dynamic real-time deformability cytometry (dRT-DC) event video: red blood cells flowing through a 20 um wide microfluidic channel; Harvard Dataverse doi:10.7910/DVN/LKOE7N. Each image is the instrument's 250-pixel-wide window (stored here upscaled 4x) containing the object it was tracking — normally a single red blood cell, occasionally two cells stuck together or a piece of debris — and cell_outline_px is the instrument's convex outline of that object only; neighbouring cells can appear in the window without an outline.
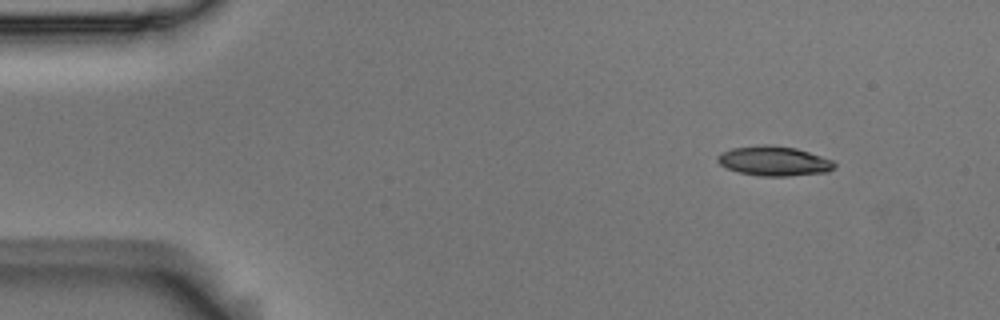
{"species": "Egyptian fruit bat (a non-hibernating species)", "species_latin": "Rousettus aegyptiacus", "temperature_condition": "room temperature", "stored_images_in_passage": 4, "camera_frame_rate_fps": 3000, "um_per_image_px": 0.085, "animal": {"sex": "male"}, "frame": {"image": 1, "passage_image": 1, "time_ms": 0.0, "image_size_px": [1000, 320], "cell_outline_px": [[836, 168], [828, 172], [788, 176], [760, 176], [740, 172], [728, 168], [720, 164], [716, 160], [716, 156], [720, 152], [732, 148], [764, 144], [768, 144], [796, 148], [832, 160], [836, 164]], "centroid_in_image_um": [65.78, 13.68], "position_along_channel_um": 19.2, "area_um2": 20.23}}
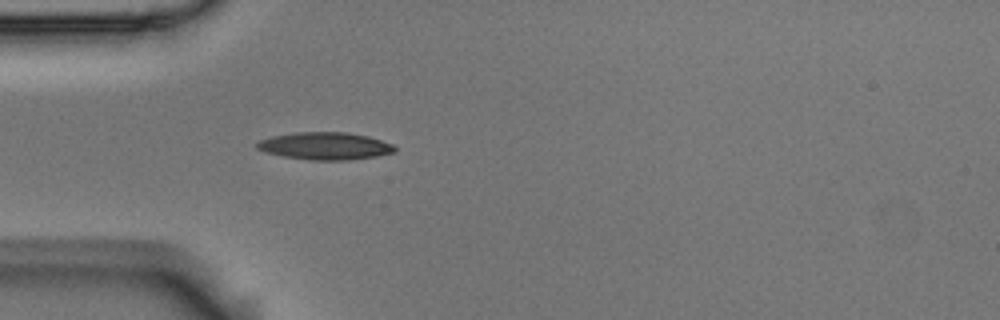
{"frame": {"image": 2, "passage_image": 4, "time_ms": 1.0, "image_size_px": [1000, 320], "cell_outline_px": [[396, 152], [376, 156], [344, 160], [312, 160], [284, 156], [268, 152], [256, 148], [256, 144], [260, 140], [272, 136], [296, 132], [348, 132], [368, 136], [392, 144], [396, 148]], "centroid_in_image_um": [27.65, 12.4], "position_along_channel_um": 57.3, "area_um2": 21.79}}